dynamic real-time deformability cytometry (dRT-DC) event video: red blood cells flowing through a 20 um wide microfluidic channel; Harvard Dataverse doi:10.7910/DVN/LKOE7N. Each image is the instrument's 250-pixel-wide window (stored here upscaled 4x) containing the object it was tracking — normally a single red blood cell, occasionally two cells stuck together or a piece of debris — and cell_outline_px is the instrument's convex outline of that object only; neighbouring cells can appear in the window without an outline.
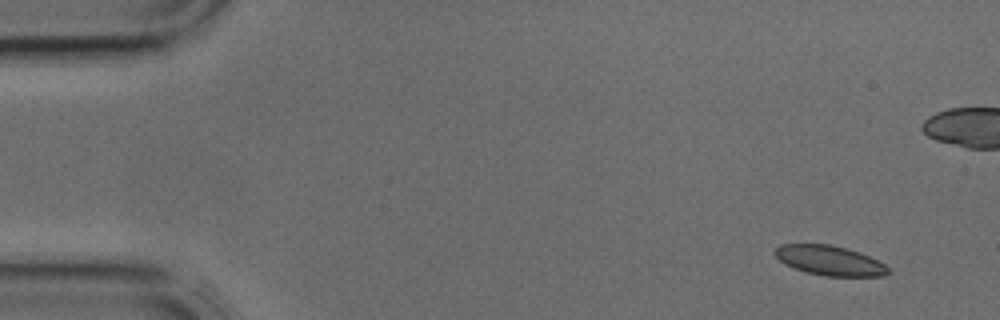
{"species": "common noctule bat (a hibernating species)", "species_latin": "Nyctalus noctula", "temperature_condition": "cold", "stored_images_in_passage": 4, "camera_frame_rate_fps": 3000, "um_per_image_px": 0.085, "animal": {"sex": "male", "body_mass_g": 17.9, "forearm_length_mm": 54.2}, "frame": {"image": 1, "passage_image": 1, "time_ms": 0.0, "image_size_px": [1000, 320], "cell_outline_px": [[892, 272], [884, 276], [824, 276], [808, 272], [796, 268], [780, 260], [776, 256], [776, 248], [780, 244], [832, 244], [860, 252], [884, 264]], "centroid_in_image_um": [70.57, 22.14], "position_along_channel_um": 14.4, "area_um2": 19.36}}